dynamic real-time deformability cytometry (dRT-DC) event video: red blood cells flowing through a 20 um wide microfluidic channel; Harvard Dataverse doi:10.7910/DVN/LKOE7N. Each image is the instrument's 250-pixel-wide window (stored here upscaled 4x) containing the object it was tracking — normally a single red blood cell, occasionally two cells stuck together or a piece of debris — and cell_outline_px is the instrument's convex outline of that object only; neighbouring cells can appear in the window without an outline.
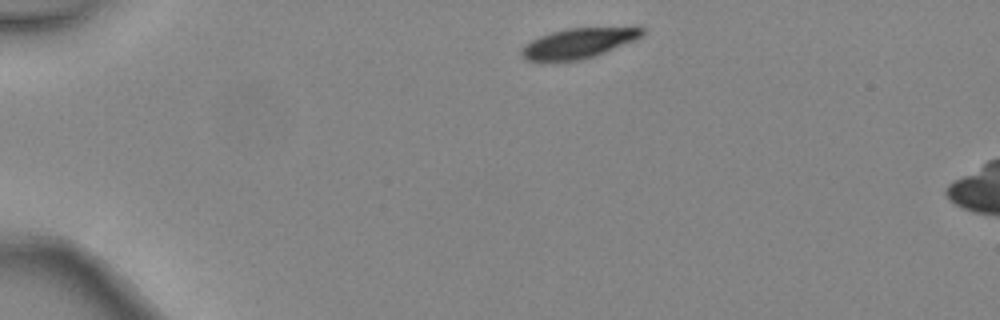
{"species": "common noctule bat (a hibernating species)", "species_latin": "Nyctalus noctula", "temperature_condition": "warm", "stored_images_in_passage": 4, "camera_frame_rate_fps": 3000, "um_per_image_px": 0.085, "animal": {"sex": "female", "body_mass_g": 24.6, "forearm_length_mm": 56.2}, "frame": {"image": 1, "passage_image": 1, "time_ms": 0.0, "image_size_px": [1000, 320], "cell_outline_px": [[644, 32], [636, 40], [604, 52], [580, 60], [528, 60], [520, 52], [524, 44], [540, 36], [552, 32], [568, 28], [644, 28]], "centroid_in_image_um": [49.15, 3.66], "position_along_channel_um": 35.9, "area_um2": 20.4}}
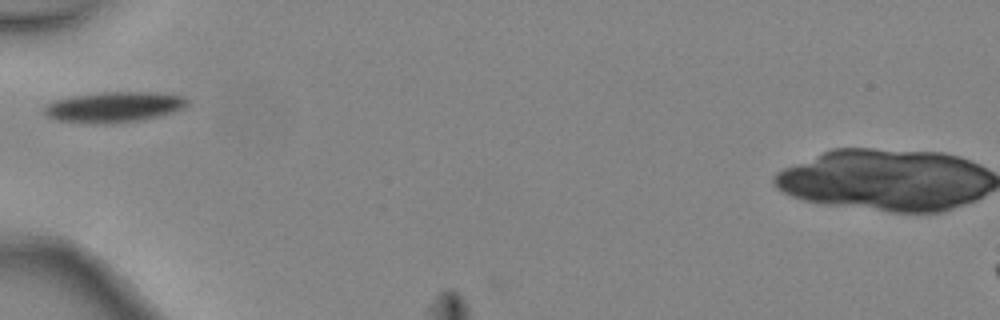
{"frame": {"image": 2, "passage_image": 3, "time_ms": 0.667, "image_size_px": [1000, 320], "cell_outline_px": [[188, 104], [184, 108], [172, 112], [140, 120], [112, 124], [92, 124], [52, 120], [44, 116], [44, 104], [68, 96], [104, 92], [148, 92], [184, 96], [188, 100]], "centroid_in_image_um": [9.59, 9.11], "position_along_channel_um": 75.4, "area_um2": 25.78}}